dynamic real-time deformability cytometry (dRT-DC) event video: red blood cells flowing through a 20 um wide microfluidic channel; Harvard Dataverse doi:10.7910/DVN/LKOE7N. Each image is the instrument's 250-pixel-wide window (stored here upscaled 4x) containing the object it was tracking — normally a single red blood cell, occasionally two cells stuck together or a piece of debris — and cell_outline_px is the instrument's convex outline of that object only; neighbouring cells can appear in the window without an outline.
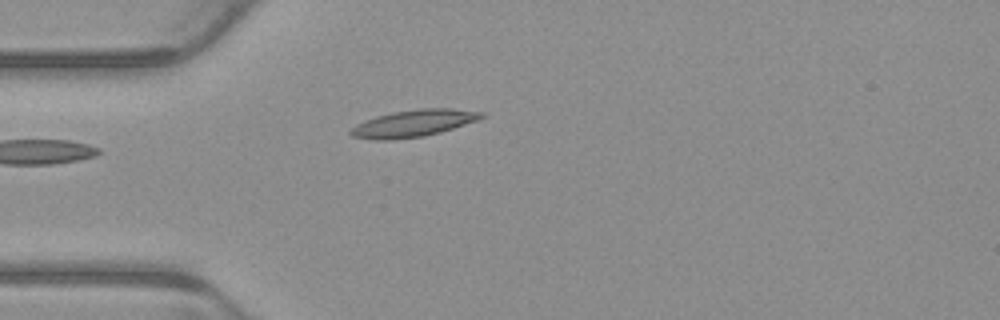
{"species": "common noctule bat (a hibernating species)", "species_latin": "Nyctalus noctula", "temperature_condition": "warm", "stored_images_in_passage": 5, "camera_frame_rate_fps": 3000, "um_per_image_px": 0.085, "animal": {"sex": "male", "body_mass_g": 23.1, "forearm_length_mm": 52.7}, "frame": {"image": 1, "passage_image": 4, "time_ms": 1.0, "image_size_px": [1000, 320], "cell_outline_px": [[488, 116], [480, 120], [440, 132], [424, 136], [392, 140], [376, 140], [352, 136], [348, 132], [356, 124], [376, 116], [392, 112], [420, 108], [452, 108], [484, 112]], "centroid_in_image_um": [35.2, 10.47], "position_along_channel_um": 49.8, "area_um2": 20.75}}